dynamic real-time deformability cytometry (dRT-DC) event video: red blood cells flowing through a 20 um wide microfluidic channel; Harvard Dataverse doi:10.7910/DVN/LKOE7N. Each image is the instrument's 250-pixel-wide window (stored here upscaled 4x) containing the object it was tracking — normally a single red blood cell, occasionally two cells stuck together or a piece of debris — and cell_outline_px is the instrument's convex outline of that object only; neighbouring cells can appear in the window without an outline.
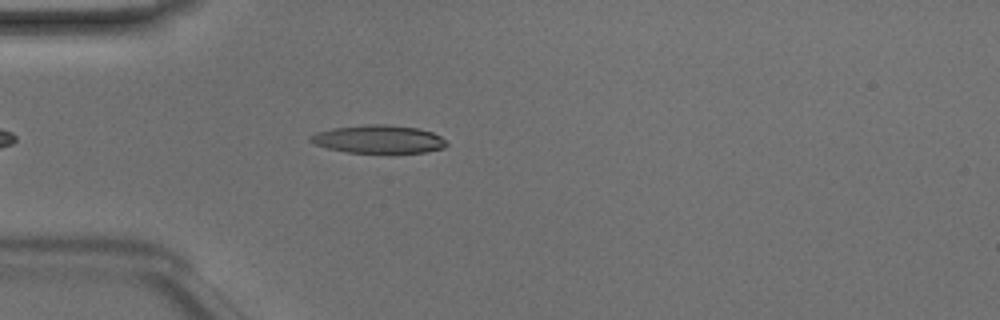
{"species": "Egyptian fruit bat (a non-hibernating species)", "species_latin": "Rousettus aegyptiacus", "temperature_condition": "room temperature", "stored_images_in_passage": 39, "camera_frame_rate_fps": 3000, "um_per_image_px": 0.085, "animal": {"sex": "male"}, "frame": {"image": 1, "passage_image": 7, "time_ms": 2.0, "image_size_px": [1000, 320], "cell_outline_px": [[448, 144], [444, 148], [424, 152], [344, 152], [328, 148], [316, 144], [308, 140], [308, 136], [316, 132], [332, 128], [372, 124], [388, 124], [416, 128], [432, 132], [440, 136]], "centroid_in_image_um": [32.15, 11.82], "position_along_channel_um": 52.8, "area_um2": 22.08}}
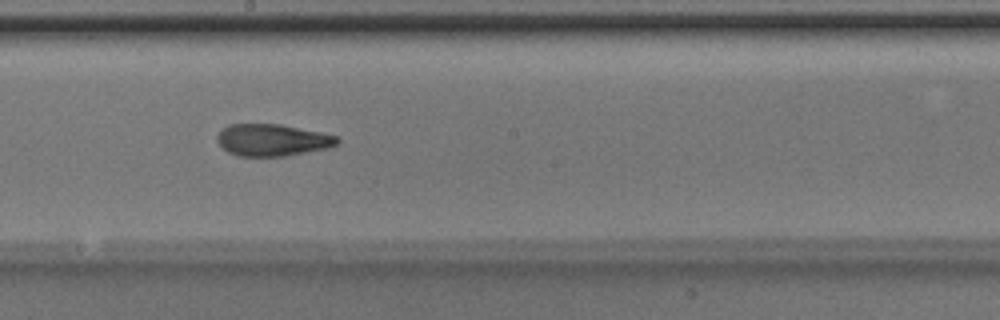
{"frame": {"image": 2, "passage_image": 20, "time_ms": 6.333, "image_size_px": [1000, 320], "cell_outline_px": [[340, 140], [336, 144], [328, 148], [288, 156], [240, 156], [228, 152], [216, 140], [216, 136], [228, 124], [280, 124], [320, 132], [336, 136]], "centroid_in_image_um": [23.15, 11.9], "position_along_channel_um": 225.1, "area_um2": 22.25}}
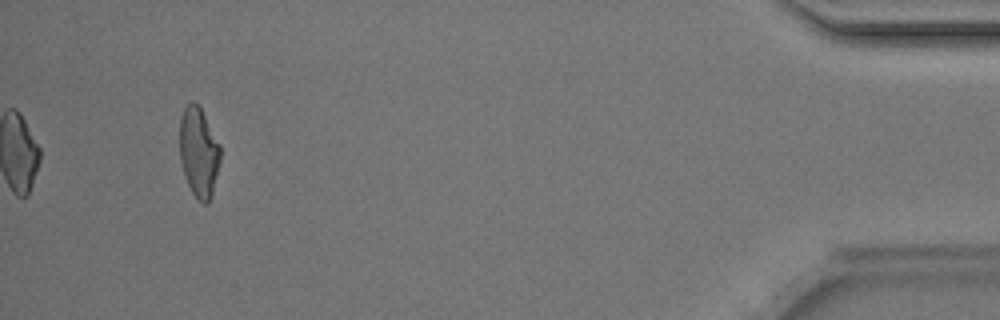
{"frame": {"image": 3, "passage_image": 39, "time_ms": 12.667, "image_size_px": [1000, 320], "cell_outline_px": [[220, 160], [212, 196], [208, 204], [204, 204], [192, 192], [184, 176], [180, 160], [180, 116], [184, 108], [192, 100], [200, 108], [220, 144]], "centroid_in_image_um": [16.89, 12.95], "position_along_channel_um": 418.3, "area_um2": 21.15}, "authors_computed_cell_mechanics": {"area_um2": 22.0218, "velocity_mm_per_s": 4.1837, "shape_relaxation_time_tau1_ms": 6.9979, "shape_relaxation_time_tau2_ms": 2.3433, "deformation_change_tau1": 0.2252, "deformation_change_tau2": 0.1077}}